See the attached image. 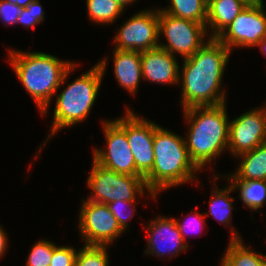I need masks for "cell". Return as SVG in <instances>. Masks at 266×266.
Segmentation results:
<instances>
[{
    "label": "cell",
    "mask_w": 266,
    "mask_h": 266,
    "mask_svg": "<svg viewBox=\"0 0 266 266\" xmlns=\"http://www.w3.org/2000/svg\"><path fill=\"white\" fill-rule=\"evenodd\" d=\"M198 211H195L194 212V217H193V219H192V221H195V222H190L189 221V219H188V221L190 222H184V223H181L179 220H177V219H175V222H176V224H177V227H178V229H179V232L181 233V235H182V237H183V240L185 241L186 240V237L185 236H187V235H185L186 234V230L187 229H190L191 230V228L192 229H194V228H199V230H201V228L203 227V218H205V215H203V214H201V213H197ZM193 223H195V224H193ZM198 224V225H197ZM195 226V227H194ZM197 226V227H196ZM198 226H200V227H198ZM194 227V228H193ZM185 232V233H184ZM188 232V231H187Z\"/></svg>",
    "instance_id": "30"
},
{
    "label": "cell",
    "mask_w": 266,
    "mask_h": 266,
    "mask_svg": "<svg viewBox=\"0 0 266 266\" xmlns=\"http://www.w3.org/2000/svg\"><path fill=\"white\" fill-rule=\"evenodd\" d=\"M126 116L113 121H103L107 150L94 149L93 160L104 168L120 174L142 176L135 165L134 156L127 140Z\"/></svg>",
    "instance_id": "7"
},
{
    "label": "cell",
    "mask_w": 266,
    "mask_h": 266,
    "mask_svg": "<svg viewBox=\"0 0 266 266\" xmlns=\"http://www.w3.org/2000/svg\"><path fill=\"white\" fill-rule=\"evenodd\" d=\"M230 52L217 38H207L194 55L183 59L182 78L179 74L183 110L225 104L220 84Z\"/></svg>",
    "instance_id": "1"
},
{
    "label": "cell",
    "mask_w": 266,
    "mask_h": 266,
    "mask_svg": "<svg viewBox=\"0 0 266 266\" xmlns=\"http://www.w3.org/2000/svg\"><path fill=\"white\" fill-rule=\"evenodd\" d=\"M114 73L118 83L135 94L142 79L141 52L114 49Z\"/></svg>",
    "instance_id": "16"
},
{
    "label": "cell",
    "mask_w": 266,
    "mask_h": 266,
    "mask_svg": "<svg viewBox=\"0 0 266 266\" xmlns=\"http://www.w3.org/2000/svg\"><path fill=\"white\" fill-rule=\"evenodd\" d=\"M92 195L88 201L109 204L110 202L136 201V195H144V190L156 198V195L148 190L143 176H131L120 174L102 167L93 160L90 175L87 178Z\"/></svg>",
    "instance_id": "6"
},
{
    "label": "cell",
    "mask_w": 266,
    "mask_h": 266,
    "mask_svg": "<svg viewBox=\"0 0 266 266\" xmlns=\"http://www.w3.org/2000/svg\"><path fill=\"white\" fill-rule=\"evenodd\" d=\"M142 78L157 83L178 84L179 65L174 55L155 48L141 52Z\"/></svg>",
    "instance_id": "15"
},
{
    "label": "cell",
    "mask_w": 266,
    "mask_h": 266,
    "mask_svg": "<svg viewBox=\"0 0 266 266\" xmlns=\"http://www.w3.org/2000/svg\"><path fill=\"white\" fill-rule=\"evenodd\" d=\"M153 149V167L144 179L156 196L160 190L193 180V173L200 170L190 159L185 138L155 123Z\"/></svg>",
    "instance_id": "3"
},
{
    "label": "cell",
    "mask_w": 266,
    "mask_h": 266,
    "mask_svg": "<svg viewBox=\"0 0 266 266\" xmlns=\"http://www.w3.org/2000/svg\"><path fill=\"white\" fill-rule=\"evenodd\" d=\"M5 1H8L12 4H16L18 5L19 7L21 8H25L27 7L32 1H35V0H5Z\"/></svg>",
    "instance_id": "32"
},
{
    "label": "cell",
    "mask_w": 266,
    "mask_h": 266,
    "mask_svg": "<svg viewBox=\"0 0 266 266\" xmlns=\"http://www.w3.org/2000/svg\"><path fill=\"white\" fill-rule=\"evenodd\" d=\"M214 190L213 195L210 200L209 209L210 212H207L206 215H212L219 222L223 223L224 226H229L228 223L231 221V211H232V200L233 197H229L230 192L234 191V188L229 185L228 188Z\"/></svg>",
    "instance_id": "23"
},
{
    "label": "cell",
    "mask_w": 266,
    "mask_h": 266,
    "mask_svg": "<svg viewBox=\"0 0 266 266\" xmlns=\"http://www.w3.org/2000/svg\"><path fill=\"white\" fill-rule=\"evenodd\" d=\"M127 140L134 156L136 170L145 177L154 162V123L139 118L128 107Z\"/></svg>",
    "instance_id": "13"
},
{
    "label": "cell",
    "mask_w": 266,
    "mask_h": 266,
    "mask_svg": "<svg viewBox=\"0 0 266 266\" xmlns=\"http://www.w3.org/2000/svg\"><path fill=\"white\" fill-rule=\"evenodd\" d=\"M114 1H116L118 4H120L123 8H125V6L135 2L136 0H114Z\"/></svg>",
    "instance_id": "34"
},
{
    "label": "cell",
    "mask_w": 266,
    "mask_h": 266,
    "mask_svg": "<svg viewBox=\"0 0 266 266\" xmlns=\"http://www.w3.org/2000/svg\"><path fill=\"white\" fill-rule=\"evenodd\" d=\"M248 5L245 0H207L206 30L212 29L209 38H216Z\"/></svg>",
    "instance_id": "17"
},
{
    "label": "cell",
    "mask_w": 266,
    "mask_h": 266,
    "mask_svg": "<svg viewBox=\"0 0 266 266\" xmlns=\"http://www.w3.org/2000/svg\"><path fill=\"white\" fill-rule=\"evenodd\" d=\"M105 68L106 59L75 79L57 96L49 138L61 128L82 122L88 117L97 98Z\"/></svg>",
    "instance_id": "5"
},
{
    "label": "cell",
    "mask_w": 266,
    "mask_h": 266,
    "mask_svg": "<svg viewBox=\"0 0 266 266\" xmlns=\"http://www.w3.org/2000/svg\"><path fill=\"white\" fill-rule=\"evenodd\" d=\"M159 37L161 33L168 44L158 47L170 54L179 53L184 59L194 55L205 43L206 24L189 19L177 18L158 9Z\"/></svg>",
    "instance_id": "8"
},
{
    "label": "cell",
    "mask_w": 266,
    "mask_h": 266,
    "mask_svg": "<svg viewBox=\"0 0 266 266\" xmlns=\"http://www.w3.org/2000/svg\"><path fill=\"white\" fill-rule=\"evenodd\" d=\"M133 206L135 207V201H115V202H110L109 204H107L109 210L112 212V214L114 215V217L116 218L119 226L121 227V229L124 231L128 228V221L129 219H132V214L126 216L124 214V212L122 210H124L123 208H125V206ZM122 209V210H121Z\"/></svg>",
    "instance_id": "28"
},
{
    "label": "cell",
    "mask_w": 266,
    "mask_h": 266,
    "mask_svg": "<svg viewBox=\"0 0 266 266\" xmlns=\"http://www.w3.org/2000/svg\"><path fill=\"white\" fill-rule=\"evenodd\" d=\"M107 246L85 245L77 253L75 266H108Z\"/></svg>",
    "instance_id": "24"
},
{
    "label": "cell",
    "mask_w": 266,
    "mask_h": 266,
    "mask_svg": "<svg viewBox=\"0 0 266 266\" xmlns=\"http://www.w3.org/2000/svg\"><path fill=\"white\" fill-rule=\"evenodd\" d=\"M256 46H260L261 52L266 55V34L265 36L259 41V43Z\"/></svg>",
    "instance_id": "33"
},
{
    "label": "cell",
    "mask_w": 266,
    "mask_h": 266,
    "mask_svg": "<svg viewBox=\"0 0 266 266\" xmlns=\"http://www.w3.org/2000/svg\"><path fill=\"white\" fill-rule=\"evenodd\" d=\"M117 33L114 49L142 52L158 48V10L149 9L134 14Z\"/></svg>",
    "instance_id": "11"
},
{
    "label": "cell",
    "mask_w": 266,
    "mask_h": 266,
    "mask_svg": "<svg viewBox=\"0 0 266 266\" xmlns=\"http://www.w3.org/2000/svg\"><path fill=\"white\" fill-rule=\"evenodd\" d=\"M264 4H249L216 38L230 51L232 47H254L266 34Z\"/></svg>",
    "instance_id": "10"
},
{
    "label": "cell",
    "mask_w": 266,
    "mask_h": 266,
    "mask_svg": "<svg viewBox=\"0 0 266 266\" xmlns=\"http://www.w3.org/2000/svg\"><path fill=\"white\" fill-rule=\"evenodd\" d=\"M171 5L162 11L177 18L189 19L201 24L207 21V0H170Z\"/></svg>",
    "instance_id": "21"
},
{
    "label": "cell",
    "mask_w": 266,
    "mask_h": 266,
    "mask_svg": "<svg viewBox=\"0 0 266 266\" xmlns=\"http://www.w3.org/2000/svg\"><path fill=\"white\" fill-rule=\"evenodd\" d=\"M54 251V243L38 241L29 253L27 266H49Z\"/></svg>",
    "instance_id": "25"
},
{
    "label": "cell",
    "mask_w": 266,
    "mask_h": 266,
    "mask_svg": "<svg viewBox=\"0 0 266 266\" xmlns=\"http://www.w3.org/2000/svg\"><path fill=\"white\" fill-rule=\"evenodd\" d=\"M229 181L234 189L239 188V196L246 207L257 211L266 201V180H236L229 175Z\"/></svg>",
    "instance_id": "20"
},
{
    "label": "cell",
    "mask_w": 266,
    "mask_h": 266,
    "mask_svg": "<svg viewBox=\"0 0 266 266\" xmlns=\"http://www.w3.org/2000/svg\"><path fill=\"white\" fill-rule=\"evenodd\" d=\"M248 4H263V0H245Z\"/></svg>",
    "instance_id": "35"
},
{
    "label": "cell",
    "mask_w": 266,
    "mask_h": 266,
    "mask_svg": "<svg viewBox=\"0 0 266 266\" xmlns=\"http://www.w3.org/2000/svg\"><path fill=\"white\" fill-rule=\"evenodd\" d=\"M79 212L84 245L108 246L123 232L107 204L83 200Z\"/></svg>",
    "instance_id": "9"
},
{
    "label": "cell",
    "mask_w": 266,
    "mask_h": 266,
    "mask_svg": "<svg viewBox=\"0 0 266 266\" xmlns=\"http://www.w3.org/2000/svg\"><path fill=\"white\" fill-rule=\"evenodd\" d=\"M4 230L0 227V257L4 254L6 248H7V237Z\"/></svg>",
    "instance_id": "31"
},
{
    "label": "cell",
    "mask_w": 266,
    "mask_h": 266,
    "mask_svg": "<svg viewBox=\"0 0 266 266\" xmlns=\"http://www.w3.org/2000/svg\"><path fill=\"white\" fill-rule=\"evenodd\" d=\"M232 229V238L228 244L222 262L226 266H264L266 264V256L261 253H256L246 248L243 244L239 232Z\"/></svg>",
    "instance_id": "19"
},
{
    "label": "cell",
    "mask_w": 266,
    "mask_h": 266,
    "mask_svg": "<svg viewBox=\"0 0 266 266\" xmlns=\"http://www.w3.org/2000/svg\"><path fill=\"white\" fill-rule=\"evenodd\" d=\"M9 54L8 60L17 77L37 103L42 114L46 115L52 95H55L76 63L62 61L41 52L23 53L10 49Z\"/></svg>",
    "instance_id": "2"
},
{
    "label": "cell",
    "mask_w": 266,
    "mask_h": 266,
    "mask_svg": "<svg viewBox=\"0 0 266 266\" xmlns=\"http://www.w3.org/2000/svg\"><path fill=\"white\" fill-rule=\"evenodd\" d=\"M226 105L191 107L183 110L190 124L185 138L190 159L202 170L228 148L229 121ZM200 111V112H199Z\"/></svg>",
    "instance_id": "4"
},
{
    "label": "cell",
    "mask_w": 266,
    "mask_h": 266,
    "mask_svg": "<svg viewBox=\"0 0 266 266\" xmlns=\"http://www.w3.org/2000/svg\"><path fill=\"white\" fill-rule=\"evenodd\" d=\"M44 19V12L39 0L32 1L27 7L22 8L17 23L32 28Z\"/></svg>",
    "instance_id": "26"
},
{
    "label": "cell",
    "mask_w": 266,
    "mask_h": 266,
    "mask_svg": "<svg viewBox=\"0 0 266 266\" xmlns=\"http://www.w3.org/2000/svg\"><path fill=\"white\" fill-rule=\"evenodd\" d=\"M148 228L150 237L146 254H155V256L162 257L169 252V258H172L180 251L187 250V242L183 240L175 218H165V216L162 218L159 216L150 222Z\"/></svg>",
    "instance_id": "14"
},
{
    "label": "cell",
    "mask_w": 266,
    "mask_h": 266,
    "mask_svg": "<svg viewBox=\"0 0 266 266\" xmlns=\"http://www.w3.org/2000/svg\"><path fill=\"white\" fill-rule=\"evenodd\" d=\"M238 156L243 159L232 174L236 180H266V142Z\"/></svg>",
    "instance_id": "18"
},
{
    "label": "cell",
    "mask_w": 266,
    "mask_h": 266,
    "mask_svg": "<svg viewBox=\"0 0 266 266\" xmlns=\"http://www.w3.org/2000/svg\"><path fill=\"white\" fill-rule=\"evenodd\" d=\"M78 251L73 247H58L54 244V251L49 266H75Z\"/></svg>",
    "instance_id": "27"
},
{
    "label": "cell",
    "mask_w": 266,
    "mask_h": 266,
    "mask_svg": "<svg viewBox=\"0 0 266 266\" xmlns=\"http://www.w3.org/2000/svg\"><path fill=\"white\" fill-rule=\"evenodd\" d=\"M89 19L96 23L114 22L124 8L114 0H86Z\"/></svg>",
    "instance_id": "22"
},
{
    "label": "cell",
    "mask_w": 266,
    "mask_h": 266,
    "mask_svg": "<svg viewBox=\"0 0 266 266\" xmlns=\"http://www.w3.org/2000/svg\"><path fill=\"white\" fill-rule=\"evenodd\" d=\"M22 8L5 0H0V17L4 24H16Z\"/></svg>",
    "instance_id": "29"
},
{
    "label": "cell",
    "mask_w": 266,
    "mask_h": 266,
    "mask_svg": "<svg viewBox=\"0 0 266 266\" xmlns=\"http://www.w3.org/2000/svg\"><path fill=\"white\" fill-rule=\"evenodd\" d=\"M266 142V107L253 109L229 122L228 149L238 155Z\"/></svg>",
    "instance_id": "12"
}]
</instances>
